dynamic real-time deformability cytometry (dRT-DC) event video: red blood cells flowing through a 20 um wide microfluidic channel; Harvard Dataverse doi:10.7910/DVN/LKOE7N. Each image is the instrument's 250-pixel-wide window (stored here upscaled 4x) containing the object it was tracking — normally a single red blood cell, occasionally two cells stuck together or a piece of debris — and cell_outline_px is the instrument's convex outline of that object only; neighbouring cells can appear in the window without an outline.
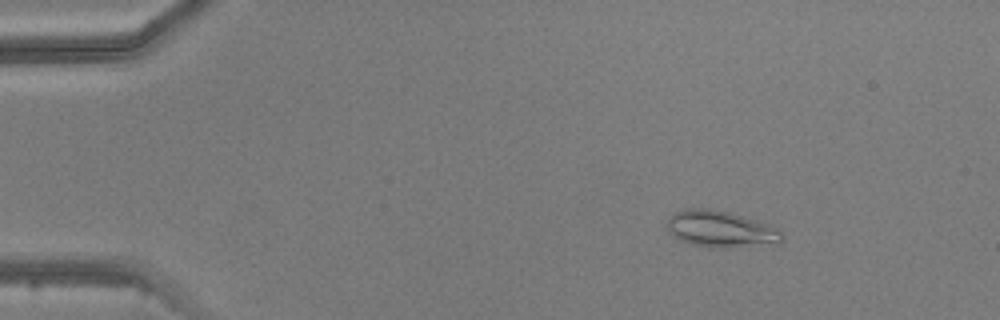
{"species": "common noctule bat (a hibernating species)", "species_latin": "Nyctalus noctula", "temperature_condition": "warm", "stored_images_in_passage": 4, "camera_frame_rate_fps": 3000, "um_per_image_px": 0.085, "animal": {"sex": "male", "body_mass_g": 20.5, "forearm_length_mm": 52.5}, "frame": {"image": 1, "passage_image": 2, "time_ms": 1.0, "image_size_px": [1000, 320], "cell_outline_px": [[784, 240], [780, 244], [724, 248], [708, 248], [692, 244], [680, 240], [668, 228], [668, 220], [676, 212], [684, 208], [708, 208], [728, 212], [768, 224], [776, 228], [784, 236]], "centroid_in_image_um": [61.32, 19.49], "position_along_channel_um": 23.7, "area_um2": 24.39}}